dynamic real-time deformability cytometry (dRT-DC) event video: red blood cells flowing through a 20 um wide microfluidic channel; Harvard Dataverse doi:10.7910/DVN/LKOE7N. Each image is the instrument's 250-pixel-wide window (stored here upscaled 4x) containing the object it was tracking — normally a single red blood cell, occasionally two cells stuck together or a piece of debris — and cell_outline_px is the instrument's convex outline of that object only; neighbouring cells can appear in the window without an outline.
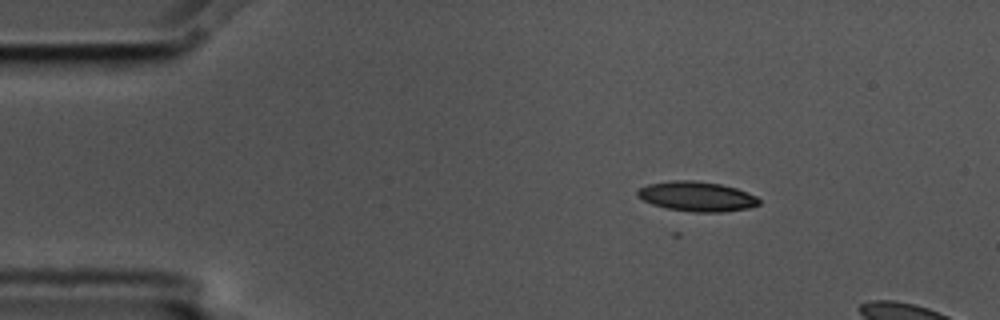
{"species": "common noctule bat (a hibernating species)", "species_latin": "Nyctalus noctula", "temperature_condition": "cold", "stored_images_in_passage": 4, "camera_frame_rate_fps": 3000, "um_per_image_px": 0.085, "animal": {"sex": "male", "body_mass_g": 17.5, "forearm_length_mm": 52.3}, "frame": {"image": 1, "passage_image": 2, "time_ms": 0.333, "image_size_px": [1000, 320], "cell_outline_px": [[760, 204], [748, 208], [720, 212], [696, 212], [668, 208], [652, 204], [636, 196], [636, 192], [640, 188], [648, 184], [672, 180], [692, 180], [720, 184], [736, 188], [748, 192], [756, 196], [760, 200]], "centroid_in_image_um": [59.23, 16.69], "position_along_channel_um": 25.8, "area_um2": 20.98}}